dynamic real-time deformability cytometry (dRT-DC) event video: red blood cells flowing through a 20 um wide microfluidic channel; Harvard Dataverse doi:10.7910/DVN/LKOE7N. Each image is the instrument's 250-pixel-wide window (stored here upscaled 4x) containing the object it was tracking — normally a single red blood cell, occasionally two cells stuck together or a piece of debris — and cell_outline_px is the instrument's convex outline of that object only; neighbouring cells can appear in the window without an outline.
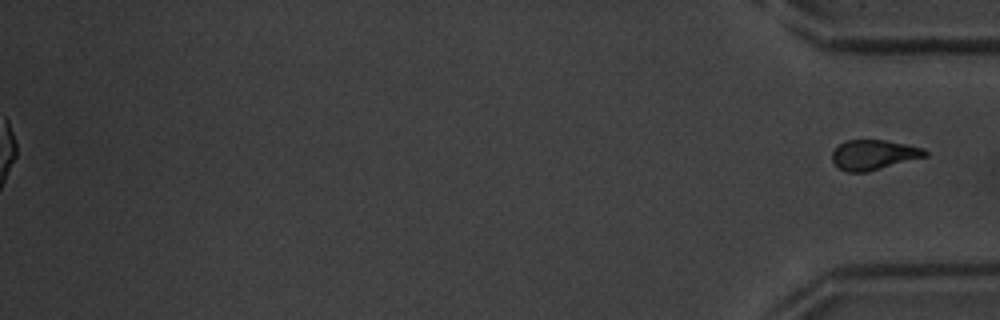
{"species": "common noctule bat (a hibernating species)", "species_latin": "Nyctalus noctula", "temperature_condition": "warm", "stored_images_in_passage": 51, "segment_of_instrument_passage": [2, 2], "camera_frame_rate_fps": 3000, "um_per_image_px": 0.085, "animal": {"sex": "male", "body_mass_g": 20.1, "forearm_length_mm": 53.5}, "frame": {"image": 1, "passage_image": 51, "time_ms": 16.667, "image_size_px": [1000, 320], "cell_outline_px": [[928, 156], [868, 172], [844, 172], [832, 160], [832, 152], [844, 140], [884, 140], [924, 148], [928, 152]], "centroid_in_image_um": [74.28, 13.16], "position_along_channel_um": 360.9, "area_um2": 16.24}}